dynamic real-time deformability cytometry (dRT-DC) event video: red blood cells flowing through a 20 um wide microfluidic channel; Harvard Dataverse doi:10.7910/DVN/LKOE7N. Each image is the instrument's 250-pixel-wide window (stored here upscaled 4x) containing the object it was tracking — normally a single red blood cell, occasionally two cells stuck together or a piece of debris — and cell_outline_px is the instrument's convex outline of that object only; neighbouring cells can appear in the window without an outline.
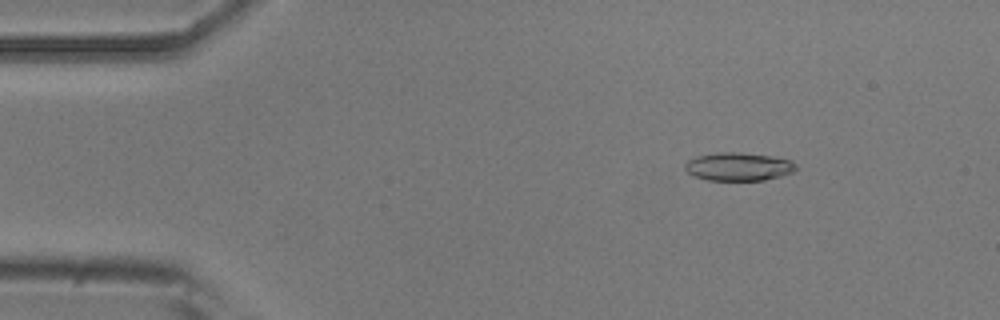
{"species": "common noctule bat (a hibernating species)", "species_latin": "Nyctalus noctula", "temperature_condition": "room temperature", "stored_images_in_passage": 52, "camera_frame_rate_fps": 3000, "um_per_image_px": 0.085, "animal": {"sex": "male", "body_mass_g": 20.5, "forearm_length_mm": 52.5}, "frame": {"image": 1, "passage_image": 7, "time_ms": 2.0, "image_size_px": [1000, 320], "cell_outline_px": [[796, 168], [792, 172], [780, 176], [764, 180], [708, 180], [696, 176], [688, 172], [684, 168], [684, 164], [688, 160], [696, 156], [716, 152], [740, 152], [772, 156], [792, 160], [796, 164]], "centroid_in_image_um": [62.77, 14.15], "position_along_channel_um": 22.2, "area_um2": 18.26}}
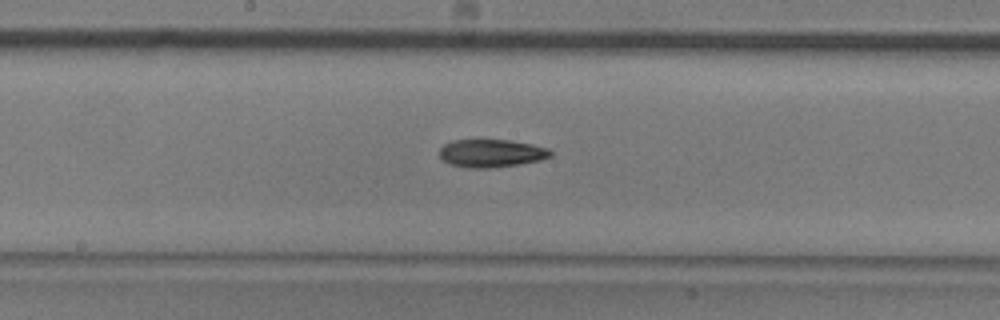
{"frame": {"image": 2, "passage_image": 27, "time_ms": 8.667, "image_size_px": [1000, 320], "cell_outline_px": [[552, 156], [540, 160], [520, 164], [492, 168], [468, 168], [452, 164], [444, 160], [440, 156], [440, 148], [444, 144], [452, 140], [508, 140], [532, 144], [548, 148], [552, 152]], "centroid_in_image_um": [41.78, 13.03], "position_along_channel_um": 206.4, "area_um2": 18.03}}
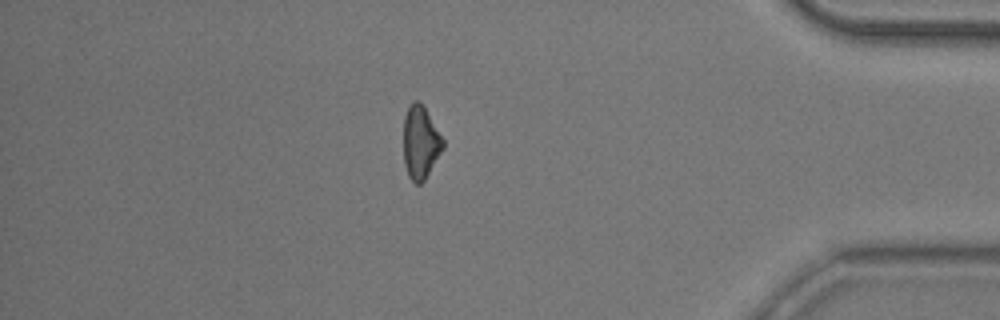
{"frame": {"image": 3, "passage_image": 45, "time_ms": 14.667, "image_size_px": [1000, 320], "cell_outline_px": [[444, 148], [424, 180], [420, 184], [416, 184], [408, 176], [404, 164], [404, 116], [412, 100], [420, 100], [444, 140]], "centroid_in_image_um": [35.74, 12.09], "position_along_channel_um": 399.5, "area_um2": 16.76}}